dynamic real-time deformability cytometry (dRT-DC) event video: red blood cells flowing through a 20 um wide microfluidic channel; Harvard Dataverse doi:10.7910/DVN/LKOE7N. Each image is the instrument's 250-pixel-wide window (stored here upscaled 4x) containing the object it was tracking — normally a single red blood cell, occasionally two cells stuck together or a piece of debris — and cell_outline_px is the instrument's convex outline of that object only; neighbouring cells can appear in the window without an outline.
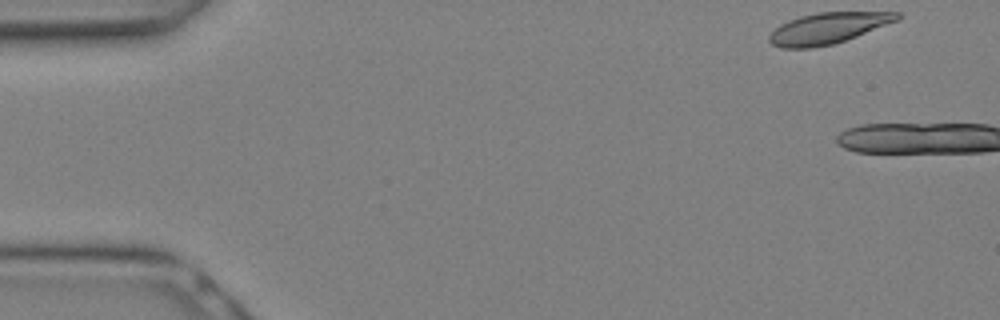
{"species": "Egyptian fruit bat (a non-hibernating species)", "species_latin": "Rousettus aegyptiacus", "temperature_condition": "warm", "stored_images_in_passage": 2, "camera_frame_rate_fps": 3000, "um_per_image_px": 0.085, "animal": {"sex": "female"}, "frame": {"image": 1, "passage_image": 1, "time_ms": 0.0, "image_size_px": [1000, 320], "cell_outline_px": [[904, 16], [900, 20], [856, 36], [832, 44], [812, 48], [780, 48], [772, 44], [768, 40], [768, 36], [780, 24], [788, 20], [800, 16], [816, 12], [900, 12]], "centroid_in_image_um": [70.4, 2.39], "position_along_channel_um": 14.6, "area_um2": 23.24}}